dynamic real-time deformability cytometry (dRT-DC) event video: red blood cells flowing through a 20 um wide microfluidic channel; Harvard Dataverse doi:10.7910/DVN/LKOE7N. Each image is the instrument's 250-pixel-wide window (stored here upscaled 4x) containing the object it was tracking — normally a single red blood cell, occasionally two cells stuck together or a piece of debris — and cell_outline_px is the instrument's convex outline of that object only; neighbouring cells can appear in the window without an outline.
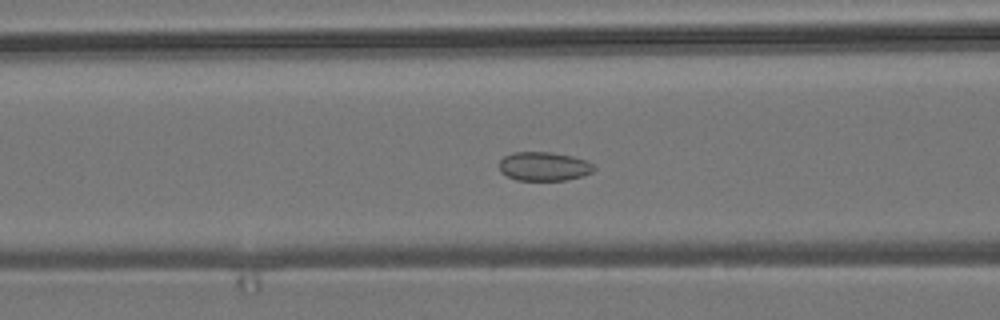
{"species": "common noctule bat (a hibernating species)", "species_latin": "Nyctalus noctula", "temperature_condition": "room temperature", "stored_images_in_passage": 55, "segment_of_instrument_passage": [1, 2], "camera_frame_rate_fps": 3000, "um_per_image_px": 0.085, "animal": {"sex": "male", "body_mass_g": 19.2, "forearm_length_mm": 51.8}, "frame": {"image": 1, "passage_image": 21, "time_ms": 6.667, "image_size_px": [1000, 320], "cell_outline_px": [[596, 168], [592, 172], [580, 176], [564, 180], [516, 180], [500, 172], [500, 160], [504, 156], [512, 152], [552, 152], [572, 156], [588, 160]], "centroid_in_image_um": [46.23, 14.13], "position_along_channel_um": 120.4, "area_um2": 15.95}}
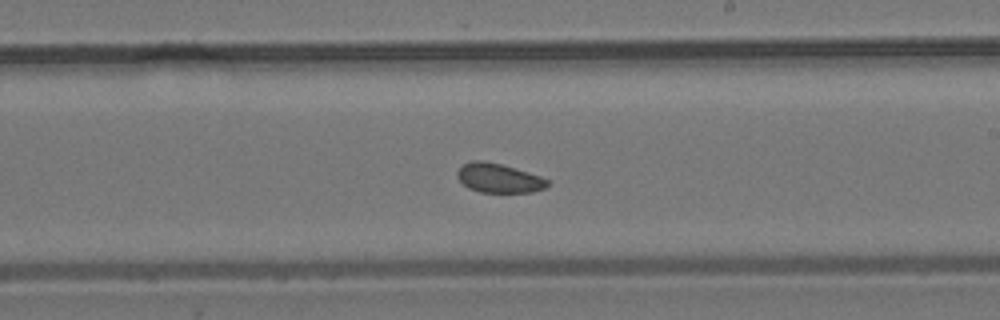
{"frame": {"image": 2, "passage_image": 31, "time_ms": 10.0, "image_size_px": [1000, 320], "cell_outline_px": [[548, 184], [544, 188], [532, 192], [480, 192], [468, 188], [456, 176], [456, 172], [464, 164], [472, 160], [484, 160], [500, 164], [540, 176], [548, 180]], "centroid_in_image_um": [42.36, 15.14], "position_along_channel_um": 246.6, "area_um2": 15.14}}
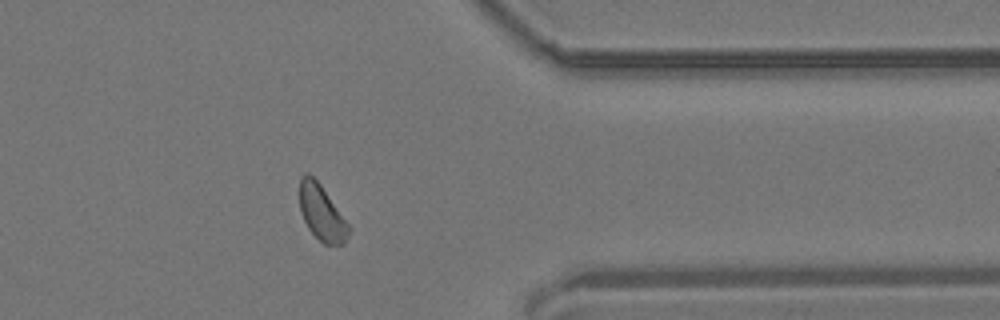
{"frame": {"image": 3, "passage_image": 43, "time_ms": 14.0, "image_size_px": [1000, 320], "cell_outline_px": [[352, 228], [344, 244], [324, 244], [308, 228], [300, 212], [300, 176], [304, 172], [308, 172], [320, 184]], "centroid_in_image_um": [27.35, 18.08], "position_along_channel_um": 384.0, "area_um2": 15.84}}